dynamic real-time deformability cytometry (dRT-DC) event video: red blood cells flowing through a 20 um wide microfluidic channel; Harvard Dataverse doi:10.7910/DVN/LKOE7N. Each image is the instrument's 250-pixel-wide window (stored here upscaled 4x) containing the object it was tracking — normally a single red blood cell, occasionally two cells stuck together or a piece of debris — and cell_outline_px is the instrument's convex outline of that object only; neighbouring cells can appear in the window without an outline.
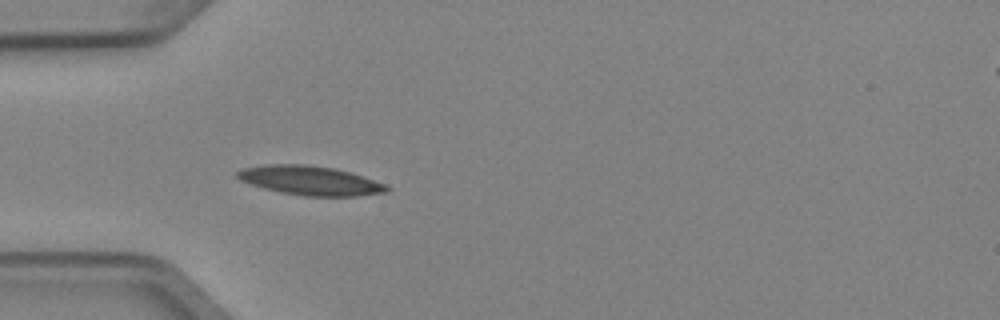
{"species": "Egyptian fruit bat (a non-hibernating species)", "species_latin": "Rousettus aegyptiacus", "temperature_condition": "cold", "stored_images_in_passage": 3, "camera_frame_rate_fps": 3000, "um_per_image_px": 0.085, "animal": {"sex": "female"}, "frame": {"image": 1, "passage_image": 3, "time_ms": 0.667, "image_size_px": [1000, 320], "cell_outline_px": [[392, 188], [388, 192], [356, 196], [304, 196], [280, 192], [264, 188], [240, 180], [236, 176], [236, 172], [244, 168], [268, 164], [308, 164], [336, 168], [352, 172], [388, 184]], "centroid_in_image_um": [26.45, 15.34], "position_along_channel_um": 58.6, "area_um2": 25.72}}